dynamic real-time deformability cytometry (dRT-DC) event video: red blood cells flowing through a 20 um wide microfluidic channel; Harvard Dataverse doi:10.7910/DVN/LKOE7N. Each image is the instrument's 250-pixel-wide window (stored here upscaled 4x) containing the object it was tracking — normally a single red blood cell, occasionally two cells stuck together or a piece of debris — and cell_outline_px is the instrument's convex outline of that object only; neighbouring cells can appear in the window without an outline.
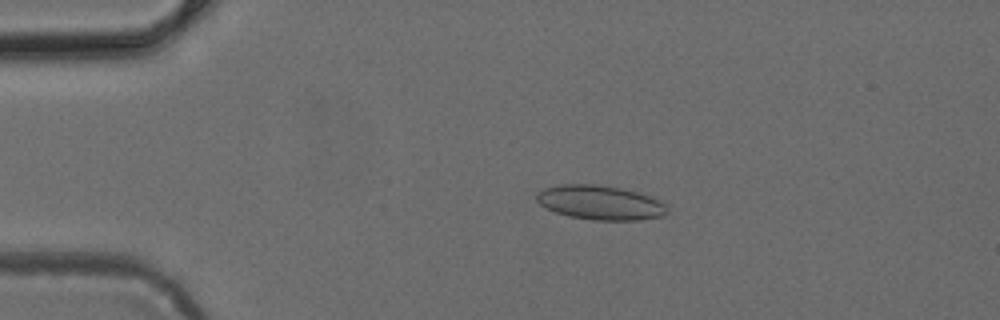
{"species": "common noctule bat (a hibernating species)", "species_latin": "Nyctalus noctula", "temperature_condition": "cold", "stored_images_in_passage": 48, "camera_frame_rate_fps": 3000, "um_per_image_px": 0.085, "animal": {"sex": "female", "body_mass_g": 24.6, "forearm_length_mm": 56.2}, "frame": {"image": 1, "passage_image": 10, "time_ms": 3.0, "image_size_px": [1000, 320], "cell_outline_px": [[668, 212], [664, 216], [640, 220], [592, 220], [568, 216], [556, 212], [540, 204], [536, 200], [536, 192], [544, 188], [560, 184], [596, 184], [620, 188], [652, 196], [668, 204]], "centroid_in_image_um": [51.05, 17.22], "position_along_channel_um": 33.9, "area_um2": 26.41}}
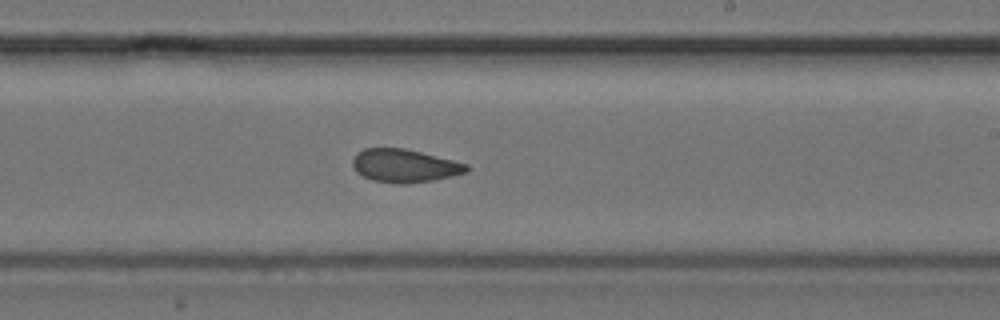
{"frame": {"image": 2, "passage_image": 29, "time_ms": 9.333, "image_size_px": [1000, 320], "cell_outline_px": [[468, 172], [432, 180], [404, 184], [396, 184], [372, 180], [356, 172], [352, 164], [352, 160], [356, 152], [364, 148], [404, 148], [468, 164]], "centroid_in_image_um": [34.34, 14.09], "position_along_channel_um": 254.7, "area_um2": 21.91}}
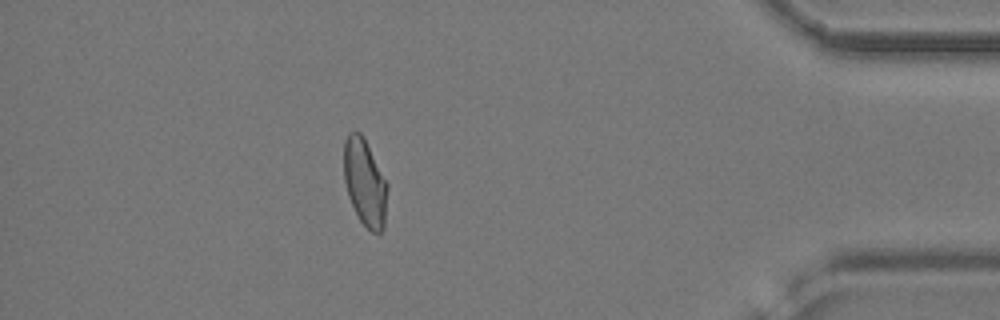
{"frame": {"image": 3, "passage_image": 43, "time_ms": 14.0, "image_size_px": [1000, 320], "cell_outline_px": [[388, 188], [384, 232], [372, 232], [360, 220], [348, 196], [344, 180], [344, 140], [348, 132], [360, 132], [364, 136], [388, 184]], "centroid_in_image_um": [31.03, 15.5], "position_along_channel_um": 404.2, "area_um2": 22.25}}